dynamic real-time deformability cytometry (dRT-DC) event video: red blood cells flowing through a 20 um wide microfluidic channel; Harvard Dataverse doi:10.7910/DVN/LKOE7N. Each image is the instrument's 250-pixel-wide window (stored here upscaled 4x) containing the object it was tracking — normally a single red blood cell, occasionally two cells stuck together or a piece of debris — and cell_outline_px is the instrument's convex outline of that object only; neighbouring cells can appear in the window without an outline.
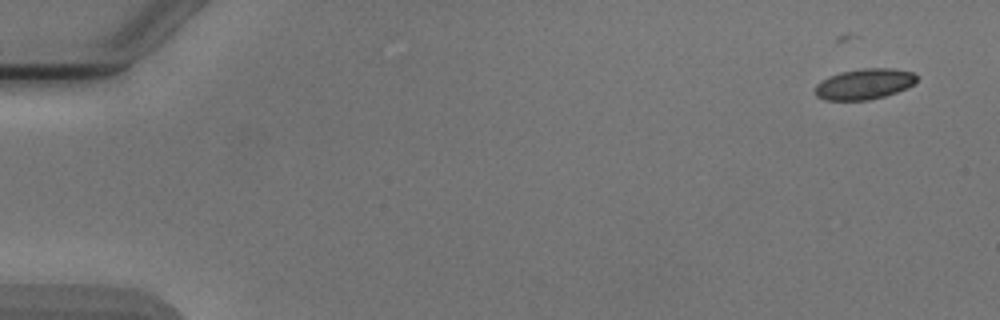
{"species": "Egyptian fruit bat (a non-hibernating species)", "species_latin": "Rousettus aegyptiacus", "temperature_condition": "cold", "stored_images_in_passage": 6, "segment_of_instrument_passage": [1, 2], "camera_frame_rate_fps": 3000, "um_per_image_px": 0.085, "animal": {"sex": "male"}, "frame": {"image": 1, "passage_image": 2, "time_ms": 1.0, "image_size_px": [1000, 320], "cell_outline_px": [[916, 80], [908, 88], [884, 96], [868, 100], [824, 100], [816, 96], [816, 84], [820, 80], [828, 76], [840, 72], [860, 68], [892, 68], [912, 72], [916, 76]], "centroid_in_image_um": [73.43, 7.13], "position_along_channel_um": 11.6, "area_um2": 18.21}}
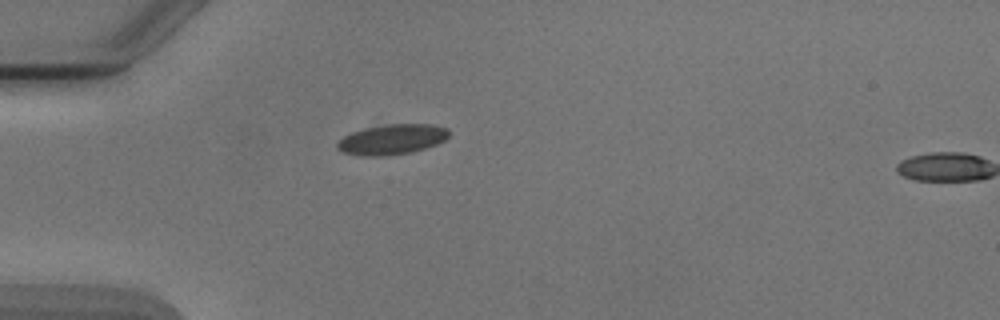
{"frame": {"image": 2, "passage_image": 5, "time_ms": 5.333, "image_size_px": [1000, 320], "cell_outline_px": [[448, 136], [444, 140], [436, 144], [412, 152], [384, 156], [364, 156], [344, 152], [336, 148], [336, 144], [344, 136], [352, 132], [364, 128], [384, 124], [432, 124], [448, 128]], "centroid_in_image_um": [33.31, 11.84], "position_along_channel_um": 51.7, "area_um2": 19.59}}